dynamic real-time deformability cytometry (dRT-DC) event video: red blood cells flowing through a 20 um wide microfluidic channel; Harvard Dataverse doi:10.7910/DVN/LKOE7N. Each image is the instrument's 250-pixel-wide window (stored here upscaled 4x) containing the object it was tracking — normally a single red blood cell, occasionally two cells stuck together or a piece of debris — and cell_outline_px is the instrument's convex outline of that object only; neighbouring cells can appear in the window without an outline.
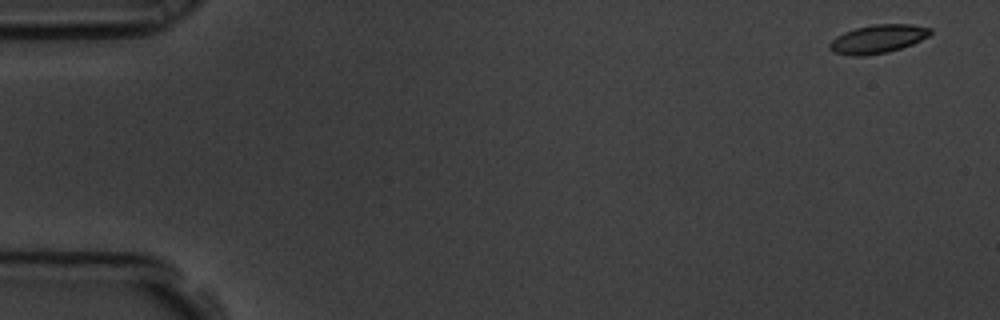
{"species": "common noctule bat (a hibernating species)", "species_latin": "Nyctalus noctula", "temperature_condition": "room temperature", "stored_images_in_passage": 5, "camera_frame_rate_fps": 3000, "um_per_image_px": 0.085, "animal": {"sex": "male", "body_mass_g": 19.5, "forearm_length_mm": 54.6}, "frame": {"image": 1, "passage_image": 1, "time_ms": 0.0, "image_size_px": [1000, 320], "cell_outline_px": [[932, 32], [928, 36], [912, 44], [888, 52], [864, 56], [852, 56], [832, 52], [828, 48], [828, 44], [836, 36], [844, 32], [856, 28], [872, 24], [912, 24], [932, 28]], "centroid_in_image_um": [74.59, 3.31], "position_along_channel_um": 10.4, "area_um2": 16.82}}
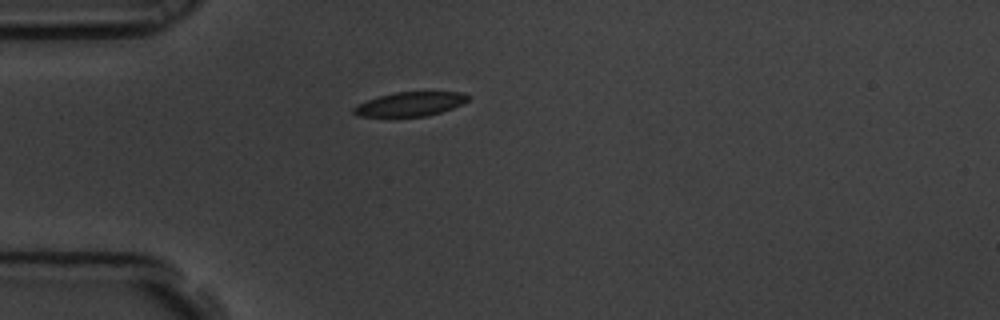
{"frame": {"image": 2, "passage_image": 5, "time_ms": 1.333, "image_size_px": [1000, 320], "cell_outline_px": [[468, 100], [452, 108], [428, 116], [356, 116], [352, 112], [352, 108], [356, 104], [380, 96], [396, 92], [464, 92], [468, 96]], "centroid_in_image_um": [34.82, 8.84], "position_along_channel_um": 50.2, "area_um2": 15.9}}